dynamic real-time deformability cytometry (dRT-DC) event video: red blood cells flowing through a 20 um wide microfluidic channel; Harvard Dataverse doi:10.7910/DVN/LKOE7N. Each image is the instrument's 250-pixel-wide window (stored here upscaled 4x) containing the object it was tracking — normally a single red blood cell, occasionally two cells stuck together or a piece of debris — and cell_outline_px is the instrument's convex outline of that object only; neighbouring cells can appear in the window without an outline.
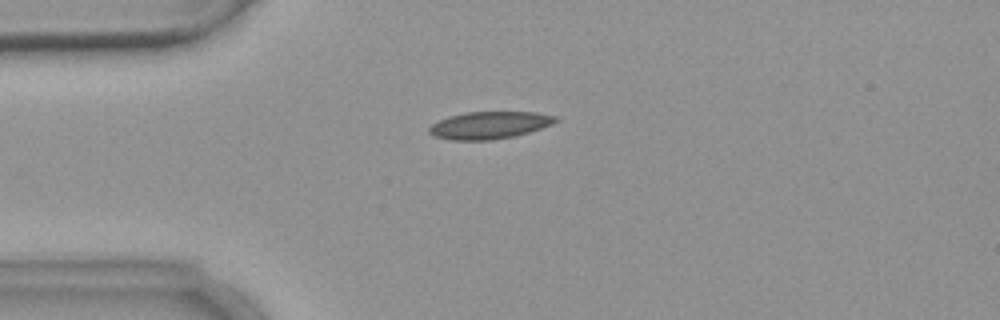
{"species": "common noctule bat (a hibernating species)", "species_latin": "Nyctalus noctula", "temperature_condition": "warm", "stored_images_in_passage": 5, "camera_frame_rate_fps": 3000, "um_per_image_px": 0.085, "animal": {"sex": "female", "body_mass_g": 18.4}, "frame": {"image": 1, "passage_image": 4, "time_ms": 4.333, "image_size_px": [1000, 320], "cell_outline_px": [[560, 120], [552, 124], [516, 136], [492, 140], [448, 140], [436, 136], [428, 132], [428, 128], [432, 124], [448, 116], [468, 112], [536, 112], [556, 116]], "centroid_in_image_um": [41.61, 10.64], "position_along_channel_um": 43.4, "area_um2": 20.11}}